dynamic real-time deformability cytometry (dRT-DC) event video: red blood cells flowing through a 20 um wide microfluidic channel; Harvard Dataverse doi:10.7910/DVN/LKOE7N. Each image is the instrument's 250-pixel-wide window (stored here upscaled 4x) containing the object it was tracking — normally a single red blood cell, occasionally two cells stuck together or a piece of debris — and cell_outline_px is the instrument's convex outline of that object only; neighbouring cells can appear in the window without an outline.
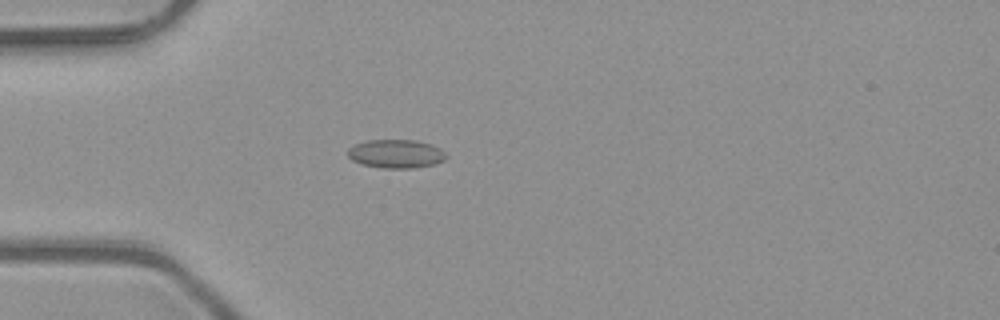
{"species": "common noctule bat (a hibernating species)", "species_latin": "Nyctalus noctula", "temperature_condition": "room temperature", "stored_images_in_passage": 39, "camera_frame_rate_fps": 3000, "um_per_image_px": 0.085, "animal": {"sex": "male", "body_mass_g": 23.1, "forearm_length_mm": 52.7}, "frame": {"image": 1, "passage_image": 3, "time_ms": 0.667, "image_size_px": [1000, 320], "cell_outline_px": [[448, 156], [444, 160], [432, 164], [416, 168], [384, 168], [364, 164], [352, 160], [348, 156], [348, 148], [356, 144], [368, 140], [416, 140], [432, 144], [440, 148]], "centroid_in_image_um": [33.68, 13.06], "position_along_channel_um": 51.3, "area_um2": 16.3}}
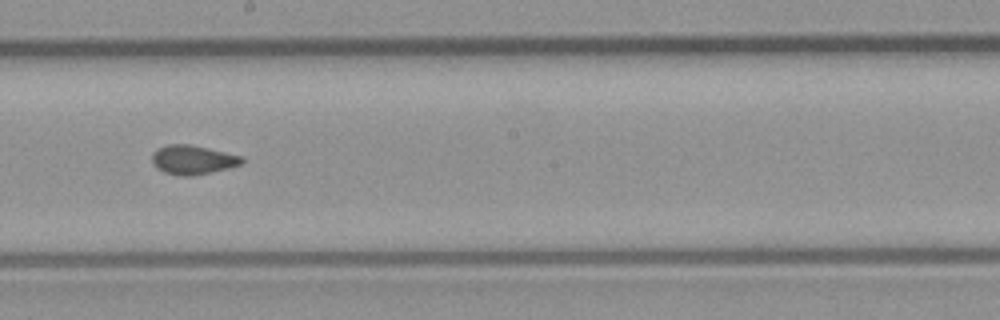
{"frame": {"image": 2, "passage_image": 17, "time_ms": 5.333, "image_size_px": [1000, 320], "cell_outline_px": [[244, 160], [240, 164], [228, 168], [192, 176], [180, 176], [164, 172], [156, 168], [152, 164], [152, 152], [156, 148], [168, 144], [188, 144], [208, 148], [244, 156]], "centroid_in_image_um": [16.35, 13.57], "position_along_channel_um": 231.8, "area_um2": 15.37}}
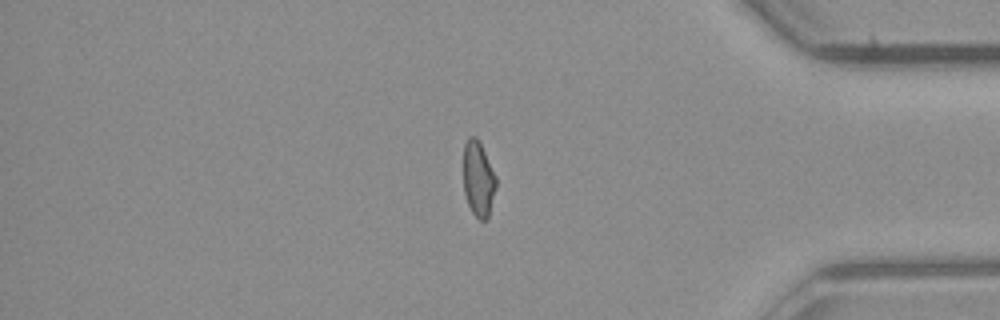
{"frame": {"image": 3, "passage_image": 31, "time_ms": 10.0, "image_size_px": [1000, 320], "cell_outline_px": [[496, 188], [488, 216], [484, 220], [480, 220], [472, 212], [468, 204], [464, 192], [464, 144], [468, 136], [476, 136], [480, 140], [496, 176]], "centroid_in_image_um": [40.66, 15.15], "position_along_channel_um": 394.5, "area_um2": 14.39}, "authors_computed_cell_mechanics": {"area_um2": 14.9702, "velocity_mm_per_s": 4.0826, "shape_relaxation_time_tau1_ms": null, "shape_relaxation_time_tau2_ms": 1.8116, "deformation_change_tau1": null, "deformation_change_tau2": 0.0565}}